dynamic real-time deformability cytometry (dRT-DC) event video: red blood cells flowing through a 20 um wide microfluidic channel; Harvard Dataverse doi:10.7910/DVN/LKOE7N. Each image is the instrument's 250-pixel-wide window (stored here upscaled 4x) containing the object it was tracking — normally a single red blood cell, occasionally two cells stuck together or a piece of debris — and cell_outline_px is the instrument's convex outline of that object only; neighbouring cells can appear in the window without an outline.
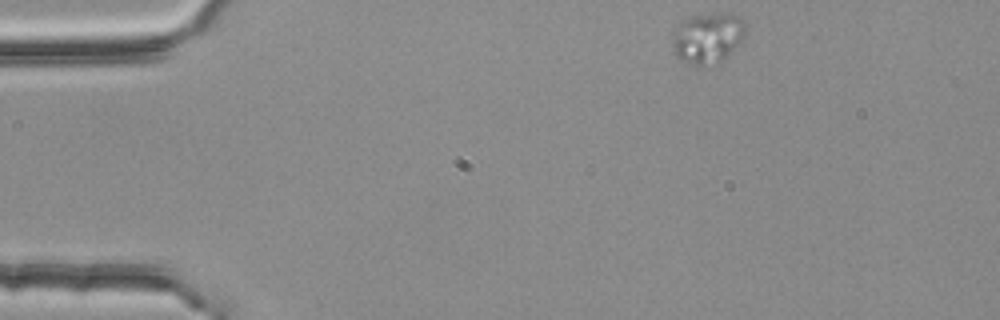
{"species": "common noctule bat (a hibernating species)", "species_latin": "Nyctalus noctula", "temperature_condition": "room temperature", "stored_images_in_passage": 3, "camera_frame_rate_fps": 3000, "um_per_image_px": 0.085, "animal": {"sex": "female", "body_mass_g": 25.1}, "frame": {"image": 1, "passage_image": 1, "time_ms": 0.0, "image_size_px": [1000, 320], "cell_outline_px": [[744, 36], [716, 64], [704, 68], [696, 68], [676, 56], [672, 48], [672, 28], [680, 20], [692, 16], [732, 12], [740, 16], [744, 20]], "centroid_in_image_um": [60.06, 3.22], "position_along_channel_um": 24.9, "area_um2": 21.91}}
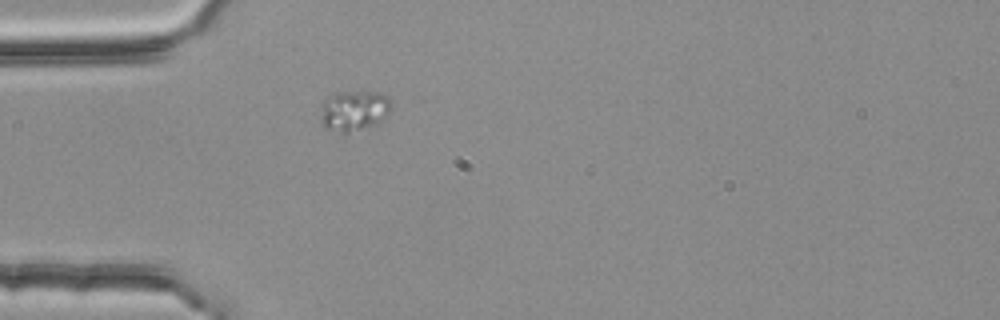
{"frame": {"image": 2, "passage_image": 3, "time_ms": 0.667, "image_size_px": [1000, 320], "cell_outline_px": [[388, 112], [384, 116], [372, 124], [344, 136], [324, 128], [324, 100], [328, 96], [336, 92], [380, 92], [388, 96]], "centroid_in_image_um": [30.05, 9.42], "position_along_channel_um": 54.9, "area_um2": 16.13}}